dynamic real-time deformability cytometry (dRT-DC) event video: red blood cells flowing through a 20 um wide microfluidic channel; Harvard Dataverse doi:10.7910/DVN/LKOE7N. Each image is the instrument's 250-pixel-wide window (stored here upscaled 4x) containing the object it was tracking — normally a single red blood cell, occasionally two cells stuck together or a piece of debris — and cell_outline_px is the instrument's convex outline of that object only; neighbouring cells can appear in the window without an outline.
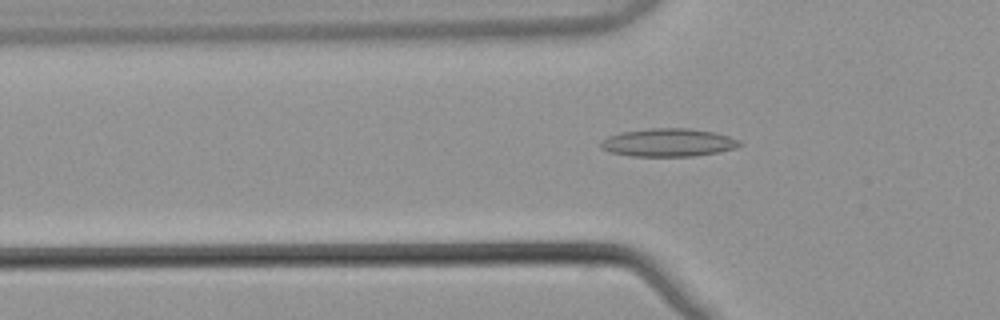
{"species": "common noctule bat (a hibernating species)", "species_latin": "Nyctalus noctula", "temperature_condition": "warm", "stored_images_in_passage": 46, "camera_frame_rate_fps": 3000, "um_per_image_px": 0.085, "animal": {"sex": "male", "body_mass_g": 21.5, "forearm_length_mm": 52.0}, "frame": {"image": 1, "passage_image": 17, "time_ms": 5.333, "image_size_px": [1000, 320], "cell_outline_px": [[744, 144], [736, 148], [720, 152], [692, 156], [632, 156], [608, 152], [600, 148], [600, 144], [608, 136], [620, 132], [648, 128], [688, 128], [716, 132], [740, 140]], "centroid_in_image_um": [56.83, 12.11], "position_along_channel_um": 69.0, "area_um2": 22.95}}
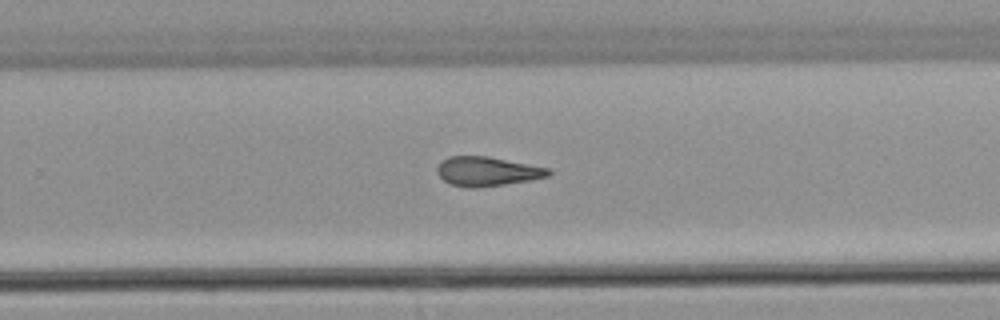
{"frame": {"image": 2, "passage_image": 34, "time_ms": 11.0, "image_size_px": [1000, 320], "cell_outline_px": [[552, 172], [548, 176], [532, 180], [476, 188], [472, 188], [452, 184], [444, 180], [436, 172], [436, 168], [440, 160], [448, 156], [488, 156], [548, 168]], "centroid_in_image_um": [41.38, 14.56], "position_along_channel_um": 288.4, "area_um2": 18.96}}
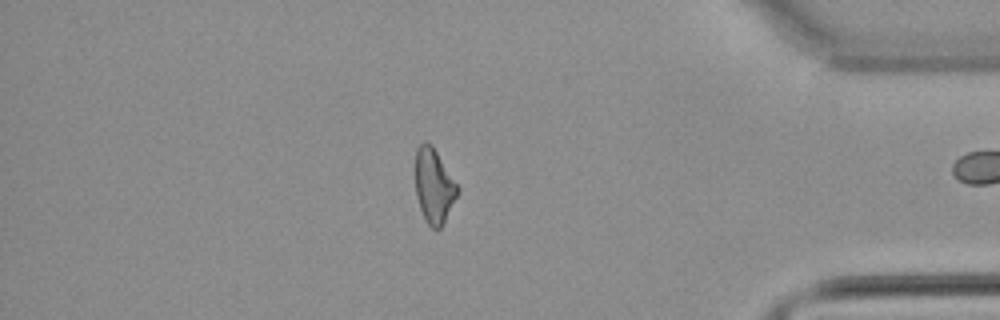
{"frame": {"image": 3, "passage_image": 45, "time_ms": 14.667, "image_size_px": [1000, 320], "cell_outline_px": [[460, 188], [440, 228], [436, 232], [428, 224], [420, 208], [416, 196], [416, 148], [424, 140], [428, 140], [432, 144]], "centroid_in_image_um": [36.87, 15.75], "position_along_channel_um": 398.3, "area_um2": 18.15}}